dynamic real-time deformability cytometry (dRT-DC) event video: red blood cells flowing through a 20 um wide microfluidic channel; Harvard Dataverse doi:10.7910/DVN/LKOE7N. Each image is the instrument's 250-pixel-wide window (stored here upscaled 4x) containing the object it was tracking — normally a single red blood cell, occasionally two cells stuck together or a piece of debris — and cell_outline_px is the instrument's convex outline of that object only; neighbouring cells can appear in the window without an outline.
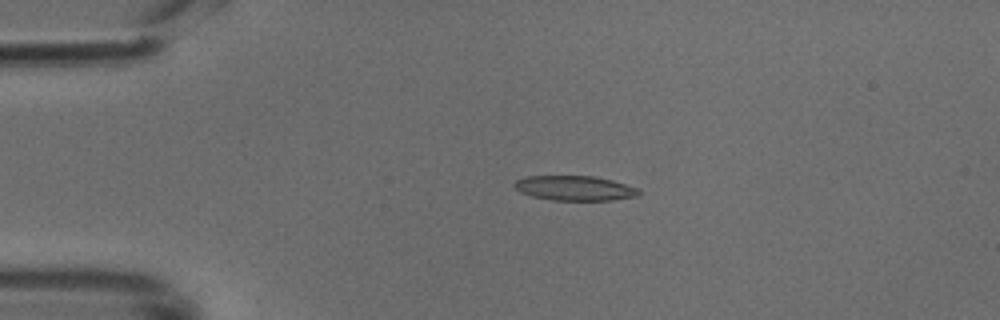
{"species": "common noctule bat (a hibernating species)", "species_latin": "Nyctalus noctula", "temperature_condition": "cold", "stored_images_in_passage": 39, "camera_frame_rate_fps": 3000, "um_per_image_px": 0.085, "animal": {"sex": "male", "body_mass_g": 18.8}, "frame": {"image": 1, "passage_image": 1, "time_ms": 0.0, "image_size_px": [1000, 320], "cell_outline_px": [[640, 196], [612, 200], [552, 200], [532, 196], [520, 192], [512, 184], [516, 180], [528, 176], [596, 176], [612, 180], [640, 188]], "centroid_in_image_um": [48.89, 15.99], "position_along_channel_um": 36.1, "area_um2": 18.09}}
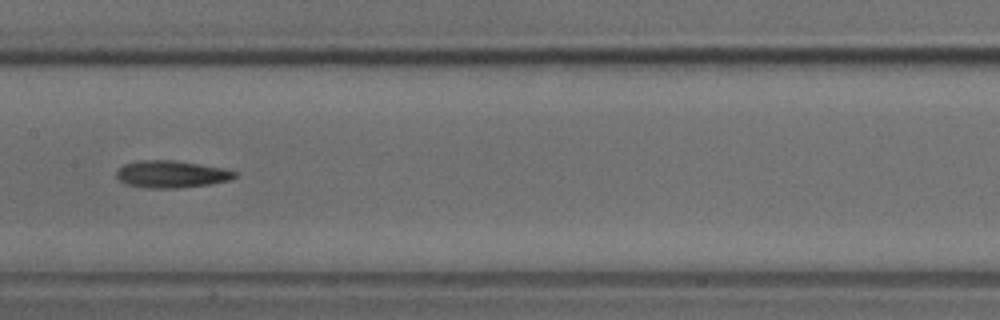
{"frame": {"image": 2, "passage_image": 15, "time_ms": 4.667, "image_size_px": [1000, 320], "cell_outline_px": [[236, 176], [232, 180], [208, 184], [176, 188], [148, 188], [128, 184], [120, 180], [116, 176], [116, 172], [124, 164], [140, 160], [172, 160], [224, 168], [236, 172]], "centroid_in_image_um": [14.58, 14.8], "position_along_channel_um": 192.8, "area_um2": 18.5}}
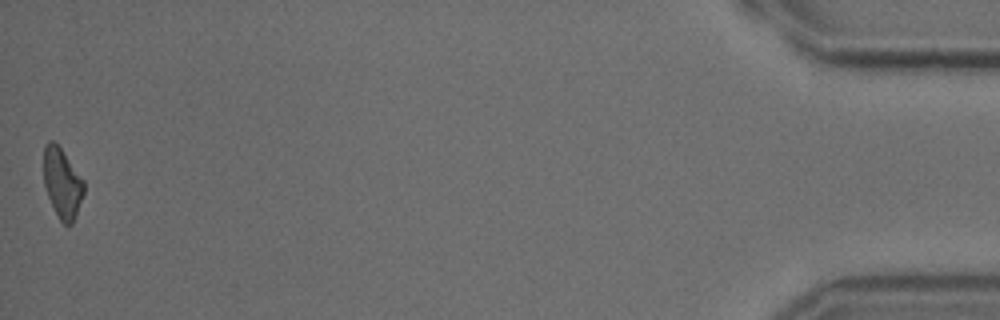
{"frame": {"image": 3, "passage_image": 39, "time_ms": 12.667, "image_size_px": [1000, 320], "cell_outline_px": [[84, 192], [76, 216], [72, 224], [68, 228], [60, 220], [48, 196], [44, 184], [44, 144], [48, 140], [52, 140], [60, 148], [84, 180]], "centroid_in_image_um": [5.29, 15.58], "position_along_channel_um": 429.9, "area_um2": 16.24}}